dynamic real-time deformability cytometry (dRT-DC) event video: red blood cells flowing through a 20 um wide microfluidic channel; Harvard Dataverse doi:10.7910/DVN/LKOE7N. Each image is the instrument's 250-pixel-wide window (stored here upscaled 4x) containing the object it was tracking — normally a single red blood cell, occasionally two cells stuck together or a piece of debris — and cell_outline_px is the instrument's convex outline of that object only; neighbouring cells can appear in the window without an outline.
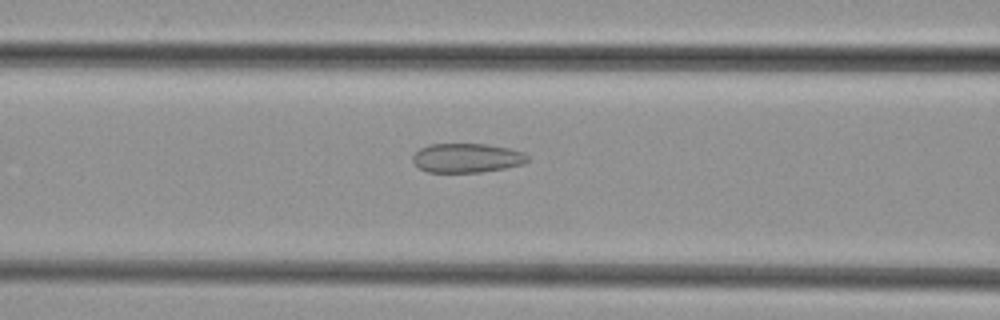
{"species": "common noctule bat (a hibernating species)", "species_latin": "Nyctalus noctula", "temperature_condition": "cold", "stored_images_in_passage": 36, "camera_frame_rate_fps": 3000, "um_per_image_px": 0.085, "animal": {"sex": "female", "body_mass_g": 29.2, "forearm_length_mm": 56.3}, "frame": {"image": 1, "passage_image": 12, "time_ms": 3.667, "image_size_px": [1000, 320], "cell_outline_px": [[528, 160], [524, 164], [504, 168], [480, 172], [428, 172], [420, 168], [412, 160], [412, 156], [420, 148], [428, 144], [488, 144], [508, 148], [524, 152], [528, 156]], "centroid_in_image_um": [39.69, 13.42], "position_along_channel_um": 126.9, "area_um2": 19.54}}
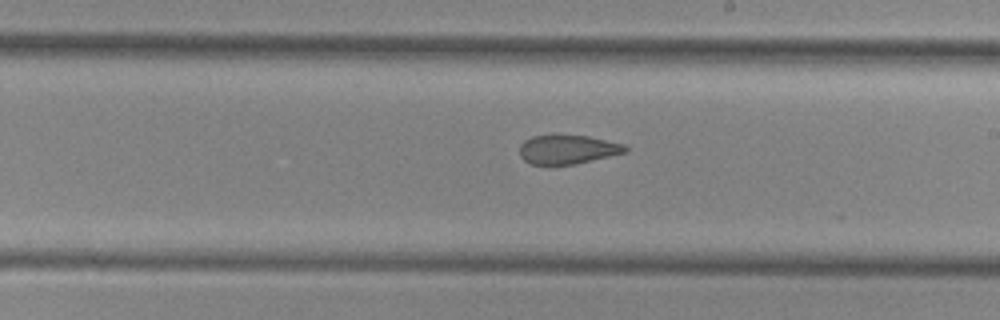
{"frame": {"image": 2, "passage_image": 20, "time_ms": 6.333, "image_size_px": [1000, 320], "cell_outline_px": [[628, 152], [576, 164], [532, 164], [524, 160], [520, 156], [520, 144], [524, 140], [532, 136], [552, 132], [588, 136], [624, 144], [628, 148]], "centroid_in_image_um": [48.23, 12.66], "position_along_channel_um": 240.8, "area_um2": 18.5}}
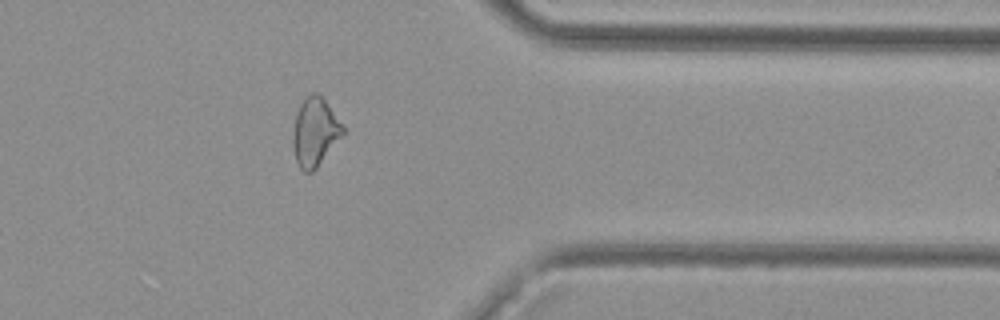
{"frame": {"image": 3, "passage_image": 31, "time_ms": 10.0, "image_size_px": [1000, 320], "cell_outline_px": [[344, 132], [316, 168], [312, 172], [304, 172], [300, 168], [296, 160], [292, 144], [292, 132], [296, 116], [300, 104], [304, 96], [312, 92], [316, 92], [324, 100], [344, 124]], "centroid_in_image_um": [26.75, 11.2], "position_along_channel_um": 384.7, "area_um2": 19.77}}